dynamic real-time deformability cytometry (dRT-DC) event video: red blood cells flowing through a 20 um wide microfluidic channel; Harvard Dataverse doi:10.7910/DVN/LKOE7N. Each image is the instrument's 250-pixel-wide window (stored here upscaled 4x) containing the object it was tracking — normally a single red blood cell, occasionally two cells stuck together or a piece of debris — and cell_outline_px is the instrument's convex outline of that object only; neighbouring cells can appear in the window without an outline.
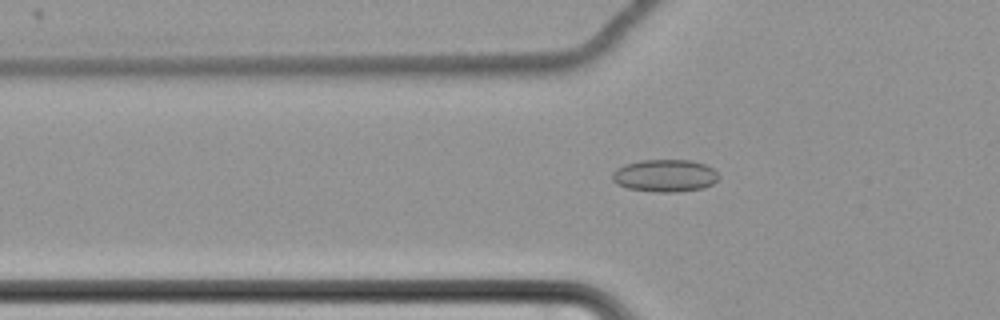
{"species": "common noctule bat (a hibernating species)", "species_latin": "Nyctalus noctula", "temperature_condition": "cold", "stored_images_in_passage": 31, "camera_frame_rate_fps": 3000, "um_per_image_px": 0.085, "animal": {"sex": "female", "body_mass_g": 22.7, "forearm_length_mm": 54.2}, "frame": {"image": 1, "passage_image": 14, "time_ms": 4.333, "image_size_px": [1000, 320], "cell_outline_px": [[720, 176], [712, 184], [704, 188], [676, 192], [656, 192], [628, 188], [616, 184], [612, 180], [612, 172], [616, 168], [624, 164], [640, 160], [692, 160], [704, 164], [712, 168]], "centroid_in_image_um": [56.5, 14.93], "position_along_channel_um": 69.3, "area_um2": 20.23}}
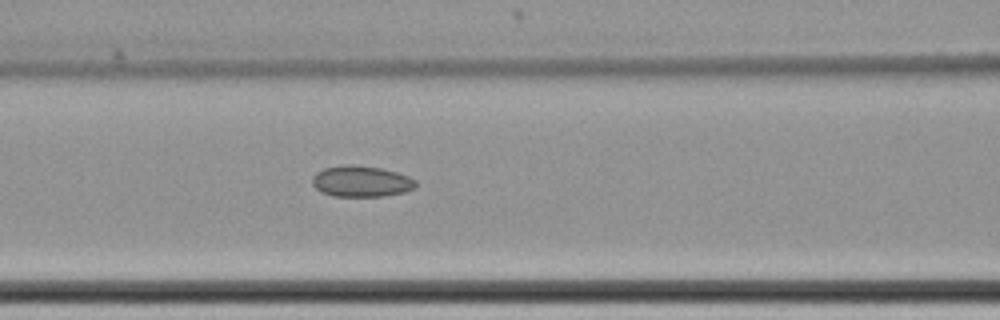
{"frame": {"image": 2, "passage_image": 20, "time_ms": 6.333, "image_size_px": [1000, 320], "cell_outline_px": [[416, 184], [412, 188], [404, 192], [384, 196], [332, 196], [320, 192], [312, 184], [312, 176], [316, 172], [324, 168], [344, 164], [352, 164], [380, 168], [396, 172], [408, 176], [416, 180]], "centroid_in_image_um": [30.66, 15.41], "position_along_channel_um": 135.9, "area_um2": 18.79}}
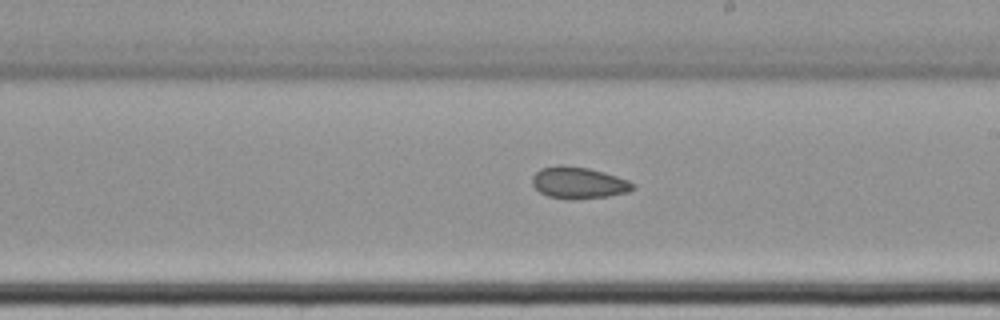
{"frame": {"image": 3, "passage_image": 29, "time_ms": 9.333, "image_size_px": [1000, 320], "cell_outline_px": [[636, 188], [628, 192], [608, 196], [568, 200], [548, 196], [540, 192], [532, 184], [532, 176], [540, 168], [560, 164], [564, 164], [588, 168], [604, 172], [628, 180], [636, 184]], "centroid_in_image_um": [49.18, 15.53], "position_along_channel_um": 239.8, "area_um2": 18.79}}